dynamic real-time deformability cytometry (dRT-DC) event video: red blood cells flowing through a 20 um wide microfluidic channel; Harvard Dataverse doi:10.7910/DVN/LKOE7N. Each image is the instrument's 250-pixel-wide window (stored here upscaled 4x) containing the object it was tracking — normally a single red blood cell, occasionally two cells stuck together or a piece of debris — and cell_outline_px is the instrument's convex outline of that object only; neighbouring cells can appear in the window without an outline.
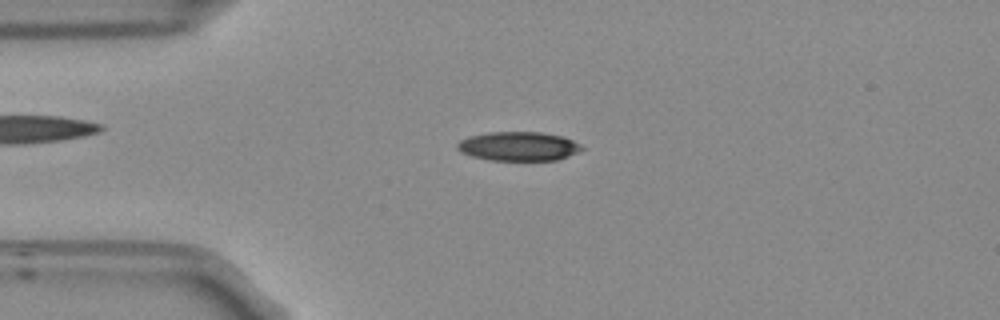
{"species": "Egyptian fruit bat (a non-hibernating species)", "species_latin": "Rousettus aegyptiacus", "temperature_condition": "room temperature", "stored_images_in_passage": 53, "camera_frame_rate_fps": 3000, "um_per_image_px": 0.085, "frame": {"image": 1, "passage_image": 12, "time_ms": 3.667, "image_size_px": [1000, 320], "cell_outline_px": [[584, 148], [568, 156], [556, 160], [488, 160], [472, 156], [460, 152], [456, 148], [456, 144], [460, 140], [468, 136], [488, 132], [540, 132], [560, 136], [572, 140], [580, 144]], "centroid_in_image_um": [44.02, 12.43], "position_along_channel_um": 41.0, "area_um2": 21.04}}
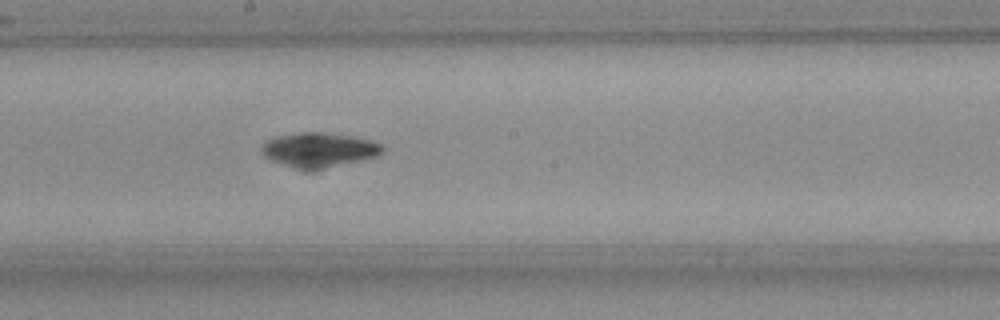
{"frame": {"image": 2, "passage_image": 28, "time_ms": 9.0, "image_size_px": [1000, 320], "cell_outline_px": [[384, 152], [376, 156], [364, 160], [324, 168], [296, 168], [268, 160], [260, 152], [260, 148], [272, 136], [296, 132], [324, 132], [352, 136], [368, 140], [380, 144], [384, 148]], "centroid_in_image_um": [27.07, 12.72], "position_along_channel_um": 221.1, "area_um2": 24.33}}
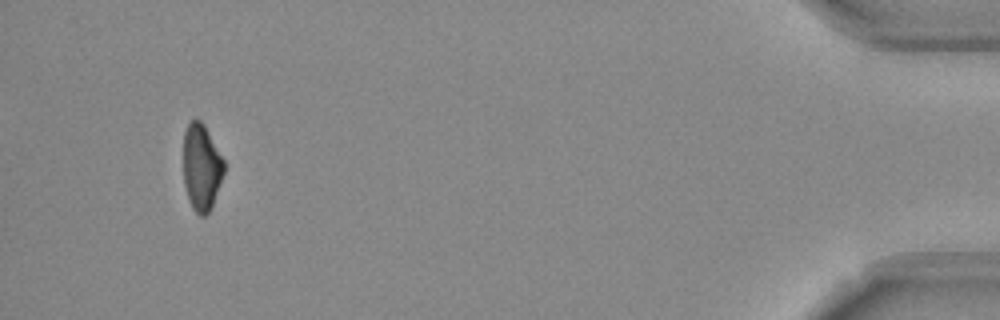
{"frame": {"image": 3, "passage_image": 50, "time_ms": 16.333, "image_size_px": [1000, 320], "cell_outline_px": [[224, 172], [212, 208], [204, 216], [200, 216], [192, 208], [188, 200], [184, 184], [184, 132], [188, 124], [192, 120], [200, 120], [204, 124], [224, 160]], "centroid_in_image_um": [17.13, 14.24], "position_along_channel_um": 418.1, "area_um2": 20.46}, "authors_computed_cell_mechanics": {"area_um2": 21.7906, "velocity_mm_per_s": 3.7682, "shape_relaxation_time_tau1_ms": 6.0086, "shape_relaxation_time_tau2_ms": null, "deformation_change_tau1": 0.1585, "deformation_change_tau2": null}}